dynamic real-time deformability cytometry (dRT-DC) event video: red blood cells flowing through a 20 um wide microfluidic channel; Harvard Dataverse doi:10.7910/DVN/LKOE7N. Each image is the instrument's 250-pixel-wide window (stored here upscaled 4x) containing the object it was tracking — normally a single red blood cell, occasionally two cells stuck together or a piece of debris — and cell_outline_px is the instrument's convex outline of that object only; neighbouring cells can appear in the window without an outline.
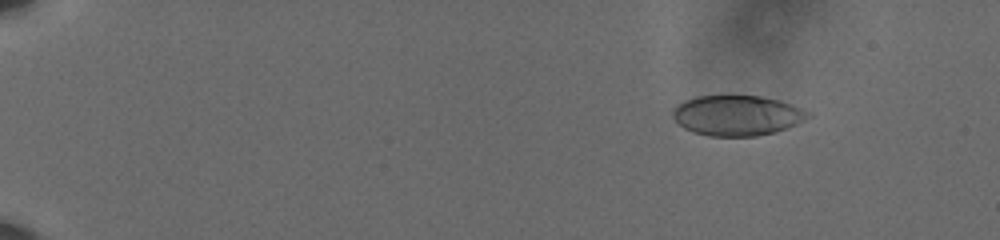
{"species": "human", "species_latin": "Homo sapiens", "temperature_condition": "cold", "stored_images_in_passage": 60, "camera_frame_rate_fps": 3000, "um_per_image_px": 0.085, "donor": {"sex": "male"}, "frame": {"image": 1, "passage_image": 9, "time_ms": 2.667, "image_size_px": [1000, 240], "cell_outline_px": [[812, 116], [788, 128], [776, 132], [756, 136], [708, 136], [692, 132], [684, 128], [672, 116], [672, 108], [676, 104], [684, 100], [696, 96], [728, 92], [760, 96], [780, 100], [792, 104], [812, 112]], "centroid_in_image_um": [62.64, 9.76], "position_along_channel_um": 22.4, "area_um2": 33.0}}
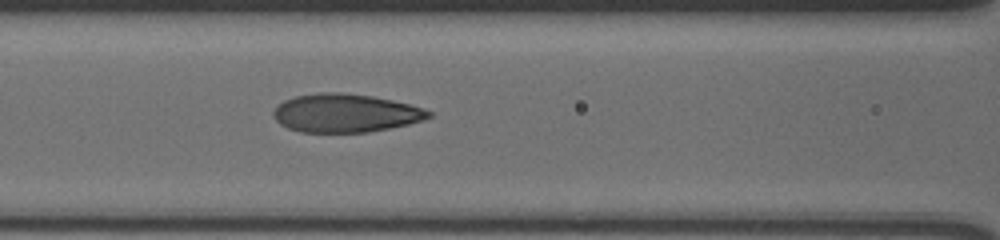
{"frame": {"image": 2, "passage_image": 30, "time_ms": 9.667, "image_size_px": [1000, 240], "cell_outline_px": [[432, 116], [424, 120], [408, 124], [368, 132], [300, 132], [288, 128], [280, 124], [272, 116], [272, 112], [284, 100], [296, 96], [320, 92], [340, 92], [372, 96], [392, 100], [424, 108], [432, 112]], "centroid_in_image_um": [29.36, 9.61], "position_along_channel_um": 137.2, "area_um2": 34.68}}
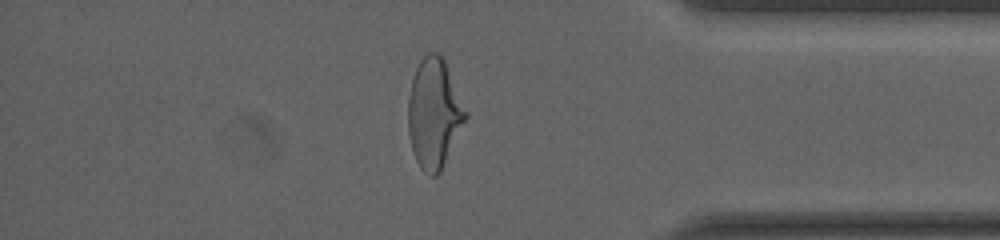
{"frame": {"image": 3, "passage_image": 53, "time_ms": 17.333, "image_size_px": [1000, 240], "cell_outline_px": [[468, 116], [440, 172], [436, 176], [432, 176], [424, 172], [420, 168], [412, 152], [408, 132], [408, 96], [412, 80], [416, 68], [420, 60], [428, 52], [440, 52], [444, 60], [468, 112]], "centroid_in_image_um": [36.89, 9.64], "position_along_channel_um": 398.3, "area_um2": 36.76}, "authors_computed_cell_mechanics": {"area_um2": 34.2176, "velocity_mm_per_s": 3.6138, "shape_relaxation_time_tau1_ms": 4.3052, "shape_relaxation_time_tau2_ms": 1.0455, "deformation_change_tau1": 0.1754, "deformation_change_tau2": 0.0775}}